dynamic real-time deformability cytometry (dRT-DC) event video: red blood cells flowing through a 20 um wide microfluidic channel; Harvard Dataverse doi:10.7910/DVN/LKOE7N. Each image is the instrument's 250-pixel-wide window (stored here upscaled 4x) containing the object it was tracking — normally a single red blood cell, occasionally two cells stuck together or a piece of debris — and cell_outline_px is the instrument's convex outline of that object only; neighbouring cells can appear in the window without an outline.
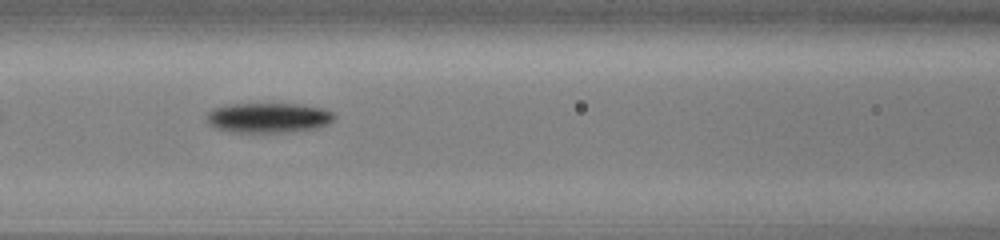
{"species": "common noctule bat (a hibernating species)", "species_latin": "Nyctalus noctula", "temperature_condition": "cold", "stored_images_in_passage": 28, "camera_frame_rate_fps": 3000, "um_per_image_px": 0.085, "animal": {"sex": "male", "body_mass_g": 13.0, "forearm_length_mm": 53.1}, "frame": {"image": 1, "passage_image": 7, "time_ms": 2.0, "image_size_px": [1000, 240], "cell_outline_px": [[336, 116], [332, 120], [316, 128], [292, 132], [228, 132], [216, 128], [208, 124], [208, 112], [216, 108], [232, 104], [296, 104], [320, 108], [332, 112]], "centroid_in_image_um": [22.79, 10.02], "position_along_channel_um": 143.8, "area_um2": 21.96}}
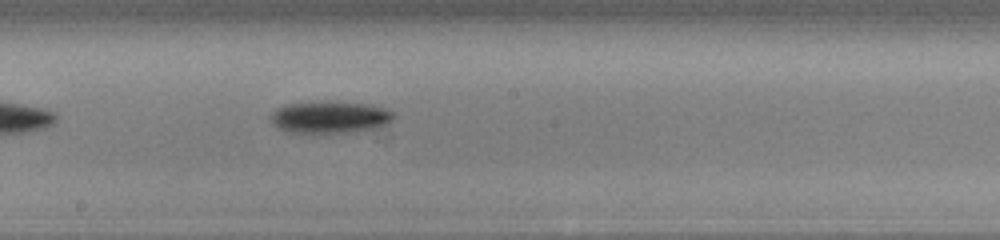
{"frame": {"image": 2, "passage_image": 13, "time_ms": 4.0, "image_size_px": [1000, 240], "cell_outline_px": [[396, 116], [392, 120], [372, 128], [348, 132], [292, 132], [280, 128], [272, 124], [268, 116], [276, 108], [288, 104], [372, 104], [384, 108], [392, 112]], "centroid_in_image_um": [28.0, 9.98], "position_along_channel_um": 220.2, "area_um2": 21.68}}
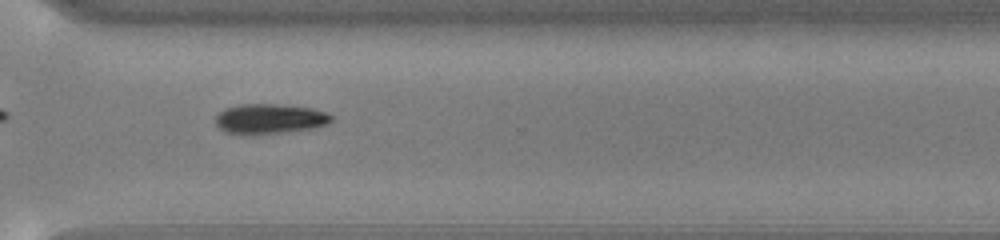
{"frame": {"image": 3, "passage_image": 23, "time_ms": 7.333, "image_size_px": [1000, 240], "cell_outline_px": [[332, 120], [328, 124], [312, 128], [252, 136], [224, 132], [216, 124], [216, 116], [224, 108], [240, 104], [276, 104], [312, 108], [324, 112], [332, 116]], "centroid_in_image_um": [22.88, 10.11], "position_along_channel_um": 347.7, "area_um2": 20.35}}